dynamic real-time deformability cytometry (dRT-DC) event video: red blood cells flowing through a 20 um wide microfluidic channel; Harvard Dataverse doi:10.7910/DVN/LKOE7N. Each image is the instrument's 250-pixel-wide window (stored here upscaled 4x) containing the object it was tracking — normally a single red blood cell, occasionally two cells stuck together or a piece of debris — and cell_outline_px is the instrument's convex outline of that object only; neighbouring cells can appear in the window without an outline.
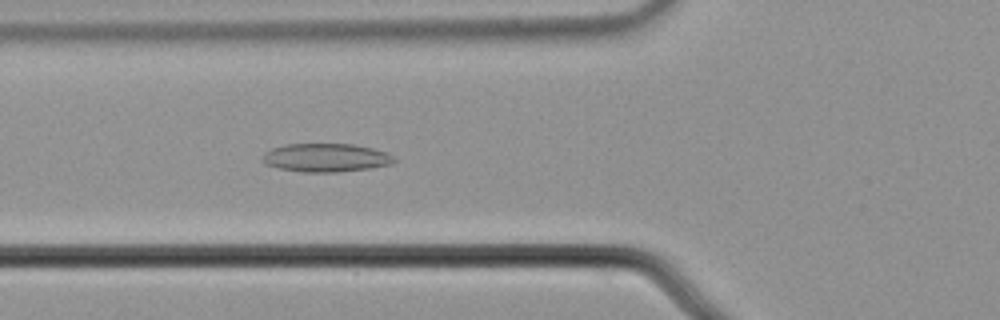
{"species": "common noctule bat (a hibernating species)", "species_latin": "Nyctalus noctula", "temperature_condition": "cold", "stored_images_in_passage": 45, "camera_frame_rate_fps": 3000, "um_per_image_px": 0.085, "animal": {"sex": "male", "body_mass_g": 21.5, "forearm_length_mm": 52.0}, "frame": {"image": 1, "passage_image": 21, "time_ms": 6.667, "image_size_px": [1000, 320], "cell_outline_px": [[396, 160], [392, 164], [372, 168], [340, 172], [300, 172], [280, 168], [264, 164], [260, 160], [260, 156], [264, 152], [272, 148], [284, 144], [352, 144], [372, 148], [388, 152]], "centroid_in_image_um": [27.67, 13.4], "position_along_channel_um": 98.1, "area_um2": 22.14}}
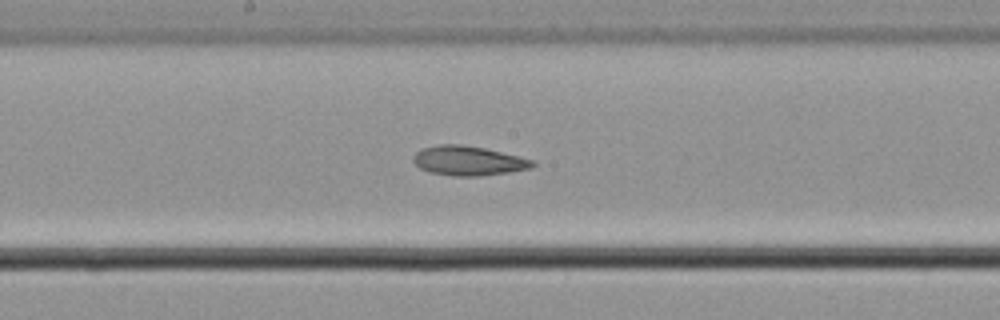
{"frame": {"image": 2, "passage_image": 30, "time_ms": 9.667, "image_size_px": [1000, 320], "cell_outline_px": [[536, 164], [532, 168], [508, 172], [480, 176], [452, 176], [428, 172], [420, 168], [412, 160], [412, 156], [420, 148], [440, 144], [460, 144], [484, 148], [532, 160]], "centroid_in_image_um": [39.75, 13.66], "position_along_channel_um": 208.5, "area_um2": 20.46}}
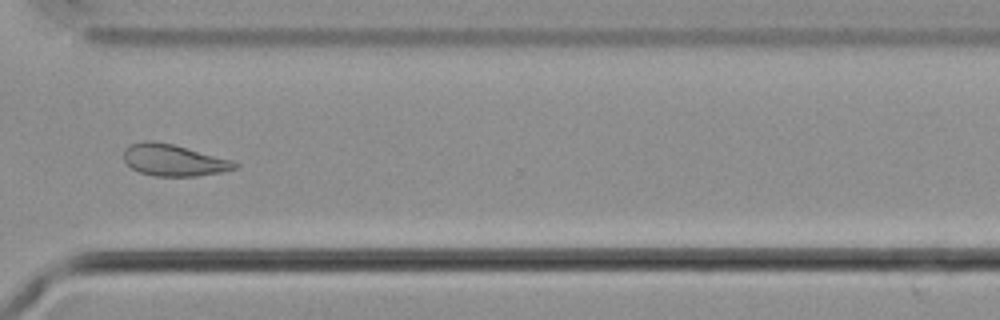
{"frame": {"image": 3, "passage_image": 42, "time_ms": 13.667, "image_size_px": [1000, 320], "cell_outline_px": [[240, 164], [236, 168], [220, 172], [196, 176], [152, 176], [140, 172], [132, 168], [124, 160], [124, 148], [128, 144], [144, 140], [152, 140], [172, 144], [232, 160]], "centroid_in_image_um": [14.72, 13.6], "position_along_channel_um": 355.9, "area_um2": 20.46}, "authors_computed_cell_mechanics": {"area_um2": 21.4438, "velocity_mm_per_s": 3.671, "shape_relaxation_time_tau1_ms": null, "shape_relaxation_time_tau2_ms": 5.9076, "deformation_change_tau1": null, "deformation_change_tau2": 0.0803}}